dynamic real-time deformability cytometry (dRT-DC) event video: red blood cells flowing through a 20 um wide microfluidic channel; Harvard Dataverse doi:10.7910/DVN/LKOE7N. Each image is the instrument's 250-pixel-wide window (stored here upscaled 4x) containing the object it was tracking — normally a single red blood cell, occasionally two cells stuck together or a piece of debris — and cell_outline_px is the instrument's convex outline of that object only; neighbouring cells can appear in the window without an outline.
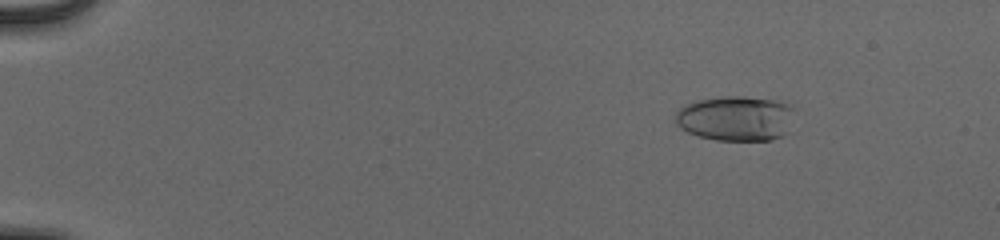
{"species": "human", "species_latin": "Homo sapiens", "temperature_condition": "cold", "stored_images_in_passage": 56, "camera_frame_rate_fps": 3000, "um_per_image_px": 0.085, "donor": {"sex": "male"}, "frame": {"image": 1, "passage_image": 9, "time_ms": 2.667, "image_size_px": [1000, 240], "cell_outline_px": [[796, 108], [788, 132], [772, 140], [716, 140], [700, 136], [688, 132], [680, 128], [676, 124], [676, 112], [684, 104], [696, 100], [724, 96], [744, 96], [772, 100], [792, 104]], "centroid_in_image_um": [62.57, 10.05], "position_along_channel_um": 22.4, "area_um2": 31.62}}
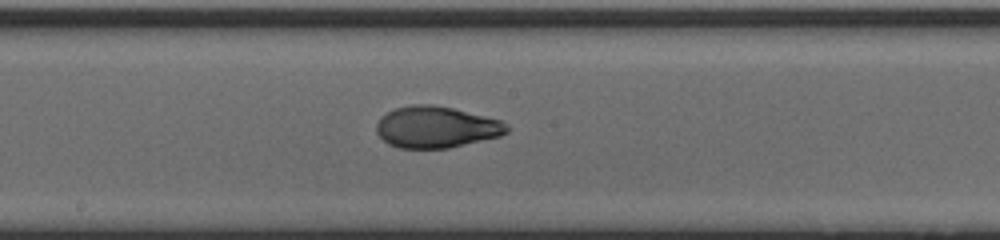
{"frame": {"image": 2, "passage_image": 33, "time_ms": 10.667, "image_size_px": [1000, 240], "cell_outline_px": [[508, 132], [500, 136], [448, 148], [400, 148], [388, 144], [376, 132], [376, 124], [380, 116], [396, 108], [412, 104], [432, 104], [452, 108], [500, 120], [508, 124]], "centroid_in_image_um": [37.06, 10.8], "position_along_channel_um": 211.1, "area_um2": 31.44}}
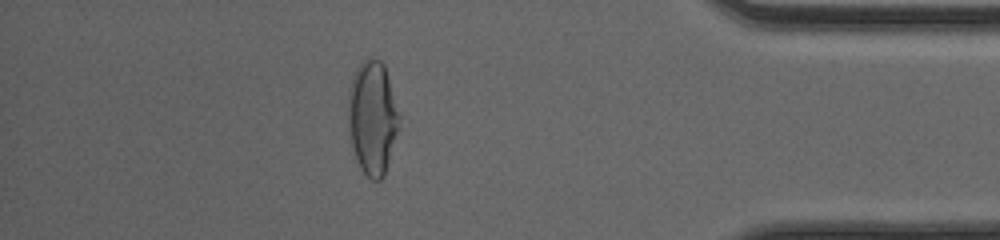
{"frame": {"image": 3, "passage_image": 50, "time_ms": 16.333, "image_size_px": [1000, 240], "cell_outline_px": [[400, 128], [384, 176], [380, 180], [372, 180], [360, 168], [356, 160], [352, 144], [348, 124], [348, 88], [352, 76], [356, 68], [368, 56], [372, 56], [380, 60], [384, 64], [400, 116]], "centroid_in_image_um": [31.66, 9.98], "position_along_channel_um": 403.5, "area_um2": 34.22}, "authors_computed_cell_mechanics": {"area_um2": 31.3565, "velocity_mm_per_s": 3.9148, "shape_relaxation_time_tau1_ms": 5.5538, "shape_relaxation_time_tau2_ms": 0.9624, "deformation_change_tau1": 0.2399, "deformation_change_tau2": 0.0611}}